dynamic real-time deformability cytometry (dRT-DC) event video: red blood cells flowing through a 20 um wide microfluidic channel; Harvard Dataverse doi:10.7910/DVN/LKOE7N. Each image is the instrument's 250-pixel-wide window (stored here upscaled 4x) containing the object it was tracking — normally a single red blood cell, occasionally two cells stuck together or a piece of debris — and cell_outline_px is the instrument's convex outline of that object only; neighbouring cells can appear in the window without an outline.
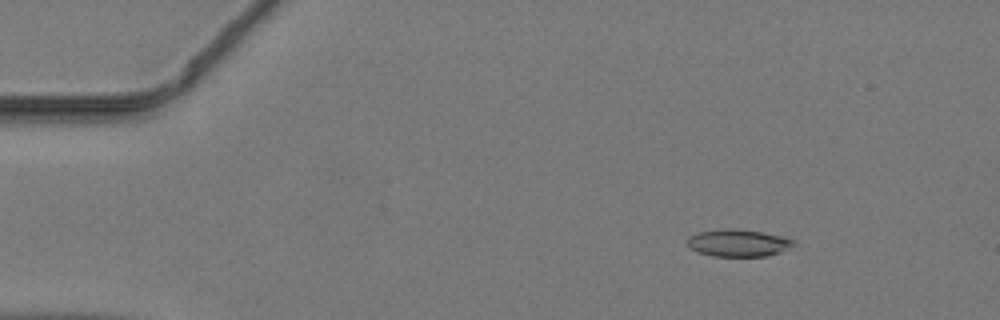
{"species": "common noctule bat (a hibernating species)", "species_latin": "Nyctalus noctula", "temperature_condition": "warm", "stored_images_in_passage": 48, "camera_frame_rate_fps": 3000, "um_per_image_px": 0.085, "animal": {"sex": "male", "body_mass_g": 19.2, "forearm_length_mm": 51.8}, "frame": {"image": 1, "passage_image": 7, "time_ms": 2.0, "image_size_px": [1000, 320], "cell_outline_px": [[796, 244], [780, 252], [768, 256], [712, 256], [696, 252], [688, 248], [688, 236], [696, 232], [724, 228], [732, 228], [760, 232], [780, 236], [796, 240]], "centroid_in_image_um": [62.7, 20.65], "position_along_channel_um": 22.3, "area_um2": 16.99}}
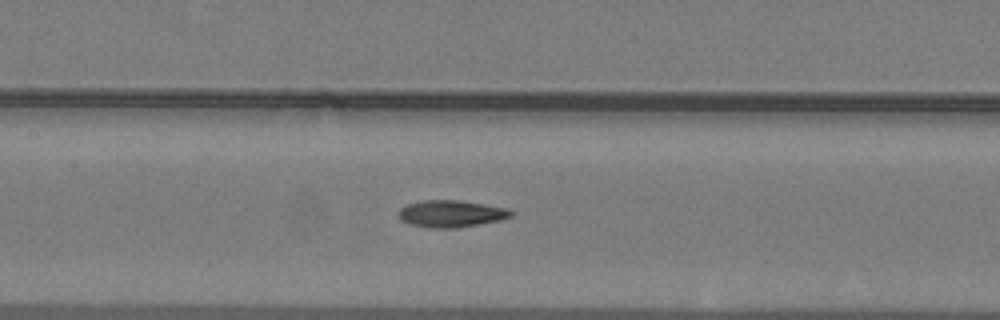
{"frame": {"image": 2, "passage_image": 23, "time_ms": 7.333, "image_size_px": [1000, 320], "cell_outline_px": [[512, 216], [500, 220], [456, 228], [436, 228], [408, 224], [400, 220], [400, 208], [408, 204], [424, 200], [456, 200], [484, 204], [508, 208], [512, 212]], "centroid_in_image_um": [38.34, 18.16], "position_along_channel_um": 169.1, "area_um2": 17.46}}
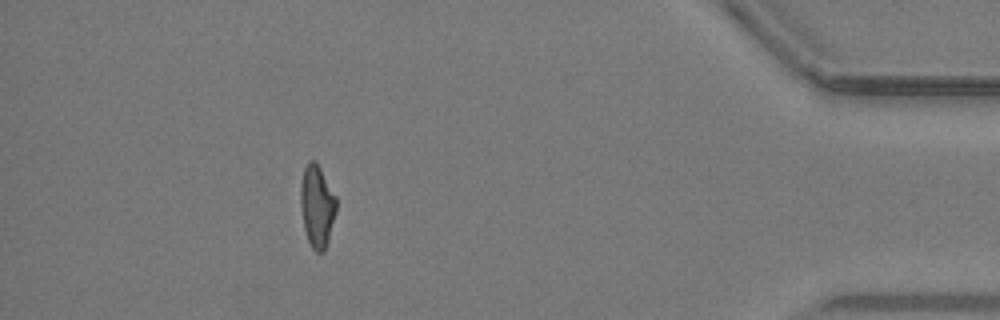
{"frame": {"image": 3, "passage_image": 43, "time_ms": 14.0, "image_size_px": [1000, 320], "cell_outline_px": [[336, 212], [328, 240], [324, 252], [316, 252], [312, 248], [308, 240], [304, 228], [300, 208], [300, 184], [304, 168], [308, 160], [312, 160], [320, 168], [336, 196]], "centroid_in_image_um": [26.93, 17.53], "position_along_channel_um": 408.3, "area_um2": 17.11}}